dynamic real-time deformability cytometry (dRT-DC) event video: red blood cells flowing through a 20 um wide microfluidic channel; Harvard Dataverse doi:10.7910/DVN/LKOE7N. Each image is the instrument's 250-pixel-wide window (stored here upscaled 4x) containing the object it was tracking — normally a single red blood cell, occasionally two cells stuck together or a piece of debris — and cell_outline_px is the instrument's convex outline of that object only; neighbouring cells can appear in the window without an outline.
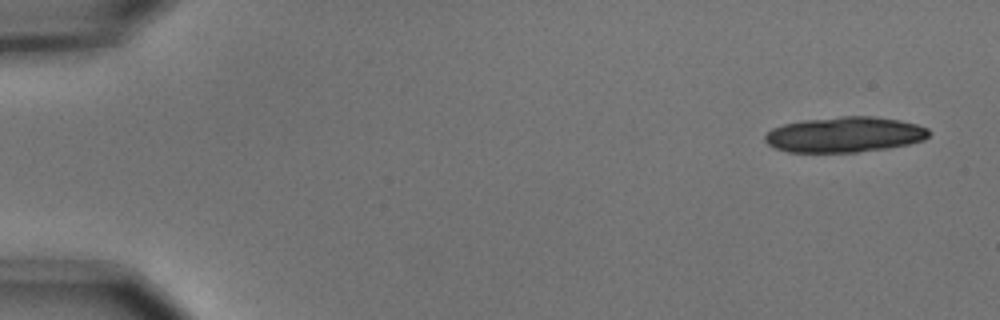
{"species": "common noctule bat (a hibernating species)", "species_latin": "Nyctalus noctula", "temperature_condition": "cold", "stored_images_in_passage": 5, "camera_frame_rate_fps": 3000, "um_per_image_px": 0.085, "animal": {"sex": "male", "body_mass_g": 15.6}, "frame": {"image": 1, "passage_image": 1, "time_ms": 0.0, "image_size_px": [1000, 320], "cell_outline_px": [[928, 136], [924, 140], [908, 144], [888, 148], [856, 152], [788, 152], [776, 148], [768, 144], [764, 140], [764, 136], [772, 128], [784, 124], [804, 120], [840, 116], [872, 116], [900, 120], [916, 124], [928, 128]], "centroid_in_image_um": [71.79, 11.44], "position_along_channel_um": 13.2, "area_um2": 33.81}}